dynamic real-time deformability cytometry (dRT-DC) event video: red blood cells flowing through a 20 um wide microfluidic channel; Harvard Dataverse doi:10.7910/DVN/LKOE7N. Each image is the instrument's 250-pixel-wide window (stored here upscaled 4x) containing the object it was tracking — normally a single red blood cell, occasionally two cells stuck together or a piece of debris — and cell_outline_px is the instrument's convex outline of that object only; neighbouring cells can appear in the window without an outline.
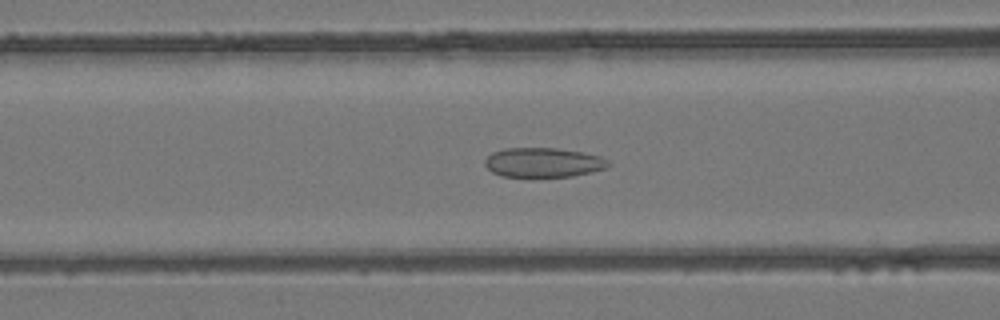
{"species": "common noctule bat (a hibernating species)", "species_latin": "Nyctalus noctula", "temperature_condition": "room temperature", "stored_images_in_passage": 37, "camera_frame_rate_fps": 3000, "um_per_image_px": 0.085, "animal": {"sex": "female", "body_mass_g": 24.6, "forearm_length_mm": 56.2}, "frame": {"image": 1, "passage_image": 12, "time_ms": 3.667, "image_size_px": [1000, 320], "cell_outline_px": [[612, 164], [604, 168], [572, 176], [504, 176], [492, 172], [484, 164], [484, 160], [492, 152], [504, 148], [556, 148], [580, 152], [600, 156], [608, 160]], "centroid_in_image_um": [46.15, 13.8], "position_along_channel_um": 120.5, "area_um2": 20.92}}
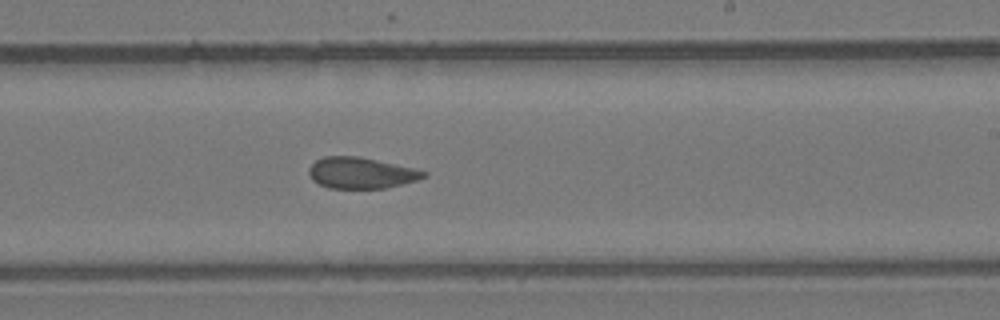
{"frame": {"image": 2, "passage_image": 22, "time_ms": 7.0, "image_size_px": [1000, 320], "cell_outline_px": [[428, 176], [416, 180], [384, 188], [328, 188], [312, 180], [308, 172], [308, 168], [316, 160], [324, 156], [360, 156], [412, 168], [428, 172]], "centroid_in_image_um": [30.66, 14.69], "position_along_channel_um": 258.3, "area_um2": 20.69}}
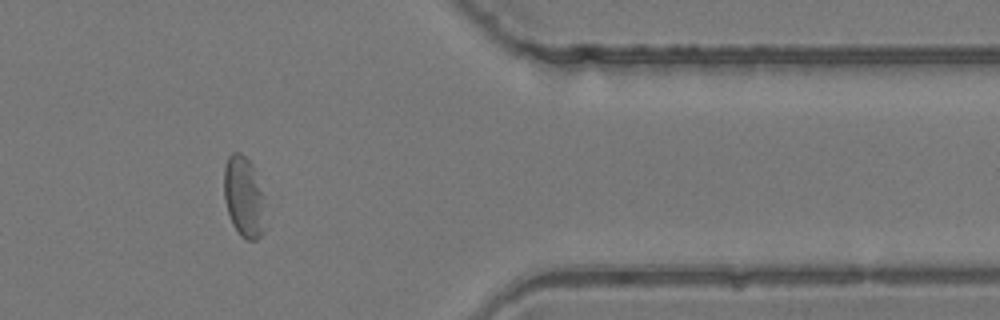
{"frame": {"image": 3, "passage_image": 33, "time_ms": 10.667, "image_size_px": [1000, 320], "cell_outline_px": [[264, 232], [256, 240], [248, 240], [240, 236], [232, 224], [228, 212], [224, 196], [224, 168], [228, 156], [232, 152], [240, 152], [252, 164], [260, 192]], "centroid_in_image_um": [20.66, 16.74], "position_along_channel_um": 390.7, "area_um2": 18.73}, "authors_computed_cell_mechanics": {"area_um2": 21.3282, "velocity_mm_per_s": 4.1355, "shape_relaxation_time_tau1_ms": null, "shape_relaxation_time_tau2_ms": 2.1316, "deformation_change_tau1": null, "deformation_change_tau2": 0.0943}}